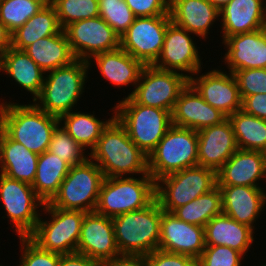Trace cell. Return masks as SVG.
Returning a JSON list of instances; mask_svg holds the SVG:
<instances>
[{"instance_id": "obj_47", "label": "cell", "mask_w": 266, "mask_h": 266, "mask_svg": "<svg viewBox=\"0 0 266 266\" xmlns=\"http://www.w3.org/2000/svg\"><path fill=\"white\" fill-rule=\"evenodd\" d=\"M102 266H147V262L145 256L121 255L103 262Z\"/></svg>"}, {"instance_id": "obj_21", "label": "cell", "mask_w": 266, "mask_h": 266, "mask_svg": "<svg viewBox=\"0 0 266 266\" xmlns=\"http://www.w3.org/2000/svg\"><path fill=\"white\" fill-rule=\"evenodd\" d=\"M261 181L266 182V166L260 151L238 149L217 171L218 186L266 188Z\"/></svg>"}, {"instance_id": "obj_20", "label": "cell", "mask_w": 266, "mask_h": 266, "mask_svg": "<svg viewBox=\"0 0 266 266\" xmlns=\"http://www.w3.org/2000/svg\"><path fill=\"white\" fill-rule=\"evenodd\" d=\"M219 189L223 213L257 232L258 219H262V214H266V188L219 186Z\"/></svg>"}, {"instance_id": "obj_13", "label": "cell", "mask_w": 266, "mask_h": 266, "mask_svg": "<svg viewBox=\"0 0 266 266\" xmlns=\"http://www.w3.org/2000/svg\"><path fill=\"white\" fill-rule=\"evenodd\" d=\"M196 35L188 32L173 22L167 29L160 56L153 64L154 67L182 73L191 78L200 69L206 68L201 58L205 51H201L196 42ZM204 66V67H203Z\"/></svg>"}, {"instance_id": "obj_44", "label": "cell", "mask_w": 266, "mask_h": 266, "mask_svg": "<svg viewBox=\"0 0 266 266\" xmlns=\"http://www.w3.org/2000/svg\"><path fill=\"white\" fill-rule=\"evenodd\" d=\"M145 257L147 266H197V260L191 256L159 249Z\"/></svg>"}, {"instance_id": "obj_17", "label": "cell", "mask_w": 266, "mask_h": 266, "mask_svg": "<svg viewBox=\"0 0 266 266\" xmlns=\"http://www.w3.org/2000/svg\"><path fill=\"white\" fill-rule=\"evenodd\" d=\"M76 252L101 263L121 256L115 240L112 218L96 211L86 212Z\"/></svg>"}, {"instance_id": "obj_51", "label": "cell", "mask_w": 266, "mask_h": 266, "mask_svg": "<svg viewBox=\"0 0 266 266\" xmlns=\"http://www.w3.org/2000/svg\"><path fill=\"white\" fill-rule=\"evenodd\" d=\"M2 133H3V121H2V118L0 116V137H1Z\"/></svg>"}, {"instance_id": "obj_28", "label": "cell", "mask_w": 266, "mask_h": 266, "mask_svg": "<svg viewBox=\"0 0 266 266\" xmlns=\"http://www.w3.org/2000/svg\"><path fill=\"white\" fill-rule=\"evenodd\" d=\"M255 233L251 227L235 221L224 213L216 215L204 226L206 246L224 245L246 257L254 242H257Z\"/></svg>"}, {"instance_id": "obj_29", "label": "cell", "mask_w": 266, "mask_h": 266, "mask_svg": "<svg viewBox=\"0 0 266 266\" xmlns=\"http://www.w3.org/2000/svg\"><path fill=\"white\" fill-rule=\"evenodd\" d=\"M39 155L12 140L4 131L0 137V173L32 184Z\"/></svg>"}, {"instance_id": "obj_50", "label": "cell", "mask_w": 266, "mask_h": 266, "mask_svg": "<svg viewBox=\"0 0 266 266\" xmlns=\"http://www.w3.org/2000/svg\"><path fill=\"white\" fill-rule=\"evenodd\" d=\"M38 3H41L44 7L50 6L53 4V0H34Z\"/></svg>"}, {"instance_id": "obj_6", "label": "cell", "mask_w": 266, "mask_h": 266, "mask_svg": "<svg viewBox=\"0 0 266 266\" xmlns=\"http://www.w3.org/2000/svg\"><path fill=\"white\" fill-rule=\"evenodd\" d=\"M156 199V181L150 175L104 178L96 212L109 218L143 209Z\"/></svg>"}, {"instance_id": "obj_48", "label": "cell", "mask_w": 266, "mask_h": 266, "mask_svg": "<svg viewBox=\"0 0 266 266\" xmlns=\"http://www.w3.org/2000/svg\"><path fill=\"white\" fill-rule=\"evenodd\" d=\"M11 48V33L7 27L0 22V57Z\"/></svg>"}, {"instance_id": "obj_53", "label": "cell", "mask_w": 266, "mask_h": 266, "mask_svg": "<svg viewBox=\"0 0 266 266\" xmlns=\"http://www.w3.org/2000/svg\"><path fill=\"white\" fill-rule=\"evenodd\" d=\"M264 156H265V166H266V150L264 151Z\"/></svg>"}, {"instance_id": "obj_7", "label": "cell", "mask_w": 266, "mask_h": 266, "mask_svg": "<svg viewBox=\"0 0 266 266\" xmlns=\"http://www.w3.org/2000/svg\"><path fill=\"white\" fill-rule=\"evenodd\" d=\"M85 213L44 203L37 225L28 237L41 249L49 252L60 255L75 253Z\"/></svg>"}, {"instance_id": "obj_16", "label": "cell", "mask_w": 266, "mask_h": 266, "mask_svg": "<svg viewBox=\"0 0 266 266\" xmlns=\"http://www.w3.org/2000/svg\"><path fill=\"white\" fill-rule=\"evenodd\" d=\"M222 66L211 70L208 67L204 73L200 69L189 79V83L207 103L229 117L242 109V99L233 73L225 71Z\"/></svg>"}, {"instance_id": "obj_11", "label": "cell", "mask_w": 266, "mask_h": 266, "mask_svg": "<svg viewBox=\"0 0 266 266\" xmlns=\"http://www.w3.org/2000/svg\"><path fill=\"white\" fill-rule=\"evenodd\" d=\"M217 186V172L194 166L166 175L156 181V199L165 212L195 200Z\"/></svg>"}, {"instance_id": "obj_33", "label": "cell", "mask_w": 266, "mask_h": 266, "mask_svg": "<svg viewBox=\"0 0 266 266\" xmlns=\"http://www.w3.org/2000/svg\"><path fill=\"white\" fill-rule=\"evenodd\" d=\"M61 30L55 7H43L11 34V47L24 50L36 40L57 34Z\"/></svg>"}, {"instance_id": "obj_12", "label": "cell", "mask_w": 266, "mask_h": 266, "mask_svg": "<svg viewBox=\"0 0 266 266\" xmlns=\"http://www.w3.org/2000/svg\"><path fill=\"white\" fill-rule=\"evenodd\" d=\"M188 83L189 78L182 73L145 65L131 97L138 104L172 112Z\"/></svg>"}, {"instance_id": "obj_34", "label": "cell", "mask_w": 266, "mask_h": 266, "mask_svg": "<svg viewBox=\"0 0 266 266\" xmlns=\"http://www.w3.org/2000/svg\"><path fill=\"white\" fill-rule=\"evenodd\" d=\"M228 119L233 126L237 146L243 150H266V120L245 113L242 109Z\"/></svg>"}, {"instance_id": "obj_26", "label": "cell", "mask_w": 266, "mask_h": 266, "mask_svg": "<svg viewBox=\"0 0 266 266\" xmlns=\"http://www.w3.org/2000/svg\"><path fill=\"white\" fill-rule=\"evenodd\" d=\"M170 16L174 24L204 41L220 22V11L207 0H170Z\"/></svg>"}, {"instance_id": "obj_15", "label": "cell", "mask_w": 266, "mask_h": 266, "mask_svg": "<svg viewBox=\"0 0 266 266\" xmlns=\"http://www.w3.org/2000/svg\"><path fill=\"white\" fill-rule=\"evenodd\" d=\"M64 31L79 60L89 61L96 54L120 47V36L100 16L70 23Z\"/></svg>"}, {"instance_id": "obj_31", "label": "cell", "mask_w": 266, "mask_h": 266, "mask_svg": "<svg viewBox=\"0 0 266 266\" xmlns=\"http://www.w3.org/2000/svg\"><path fill=\"white\" fill-rule=\"evenodd\" d=\"M110 111L112 116L103 120L96 115L95 111L88 113L86 111H78L76 108V110L61 115L59 124L77 143L90 153L96 146L103 129L114 118V106Z\"/></svg>"}, {"instance_id": "obj_27", "label": "cell", "mask_w": 266, "mask_h": 266, "mask_svg": "<svg viewBox=\"0 0 266 266\" xmlns=\"http://www.w3.org/2000/svg\"><path fill=\"white\" fill-rule=\"evenodd\" d=\"M10 78L21 92L29 94L33 100L40 94L43 87L45 72L30 58L24 50L9 48L0 57V73ZM15 82V83H14ZM24 89V90H23ZM27 92V93H26Z\"/></svg>"}, {"instance_id": "obj_36", "label": "cell", "mask_w": 266, "mask_h": 266, "mask_svg": "<svg viewBox=\"0 0 266 266\" xmlns=\"http://www.w3.org/2000/svg\"><path fill=\"white\" fill-rule=\"evenodd\" d=\"M44 6L34 0L0 1V22L12 34Z\"/></svg>"}, {"instance_id": "obj_52", "label": "cell", "mask_w": 266, "mask_h": 266, "mask_svg": "<svg viewBox=\"0 0 266 266\" xmlns=\"http://www.w3.org/2000/svg\"><path fill=\"white\" fill-rule=\"evenodd\" d=\"M263 262H264V261H263V259H262L261 264H260V265L258 264L257 266H266V263H265V262L263 263ZM254 266H256V264H255Z\"/></svg>"}, {"instance_id": "obj_3", "label": "cell", "mask_w": 266, "mask_h": 266, "mask_svg": "<svg viewBox=\"0 0 266 266\" xmlns=\"http://www.w3.org/2000/svg\"><path fill=\"white\" fill-rule=\"evenodd\" d=\"M89 72L88 61L79 59L46 72L41 92L33 103L56 117L75 110L80 99L83 100Z\"/></svg>"}, {"instance_id": "obj_41", "label": "cell", "mask_w": 266, "mask_h": 266, "mask_svg": "<svg viewBox=\"0 0 266 266\" xmlns=\"http://www.w3.org/2000/svg\"><path fill=\"white\" fill-rule=\"evenodd\" d=\"M246 257L224 245L205 246L197 259V266H242ZM243 260V261H242Z\"/></svg>"}, {"instance_id": "obj_46", "label": "cell", "mask_w": 266, "mask_h": 266, "mask_svg": "<svg viewBox=\"0 0 266 266\" xmlns=\"http://www.w3.org/2000/svg\"><path fill=\"white\" fill-rule=\"evenodd\" d=\"M59 266H102V263L87 255L75 252L60 255Z\"/></svg>"}, {"instance_id": "obj_35", "label": "cell", "mask_w": 266, "mask_h": 266, "mask_svg": "<svg viewBox=\"0 0 266 266\" xmlns=\"http://www.w3.org/2000/svg\"><path fill=\"white\" fill-rule=\"evenodd\" d=\"M172 213L186 223L204 227L213 217L223 213L219 186L176 208Z\"/></svg>"}, {"instance_id": "obj_4", "label": "cell", "mask_w": 266, "mask_h": 266, "mask_svg": "<svg viewBox=\"0 0 266 266\" xmlns=\"http://www.w3.org/2000/svg\"><path fill=\"white\" fill-rule=\"evenodd\" d=\"M162 208L155 199L149 206L112 218L121 255L146 256L159 247Z\"/></svg>"}, {"instance_id": "obj_39", "label": "cell", "mask_w": 266, "mask_h": 266, "mask_svg": "<svg viewBox=\"0 0 266 266\" xmlns=\"http://www.w3.org/2000/svg\"><path fill=\"white\" fill-rule=\"evenodd\" d=\"M99 16L121 37L136 18L125 0H98Z\"/></svg>"}, {"instance_id": "obj_37", "label": "cell", "mask_w": 266, "mask_h": 266, "mask_svg": "<svg viewBox=\"0 0 266 266\" xmlns=\"http://www.w3.org/2000/svg\"><path fill=\"white\" fill-rule=\"evenodd\" d=\"M98 0H53L60 27L99 16Z\"/></svg>"}, {"instance_id": "obj_18", "label": "cell", "mask_w": 266, "mask_h": 266, "mask_svg": "<svg viewBox=\"0 0 266 266\" xmlns=\"http://www.w3.org/2000/svg\"><path fill=\"white\" fill-rule=\"evenodd\" d=\"M221 41L219 46H223L225 53H220V60L229 72L266 68V27Z\"/></svg>"}, {"instance_id": "obj_9", "label": "cell", "mask_w": 266, "mask_h": 266, "mask_svg": "<svg viewBox=\"0 0 266 266\" xmlns=\"http://www.w3.org/2000/svg\"><path fill=\"white\" fill-rule=\"evenodd\" d=\"M103 179L102 170L88 158L70 167L58 193L49 203L64 210L95 211Z\"/></svg>"}, {"instance_id": "obj_2", "label": "cell", "mask_w": 266, "mask_h": 266, "mask_svg": "<svg viewBox=\"0 0 266 266\" xmlns=\"http://www.w3.org/2000/svg\"><path fill=\"white\" fill-rule=\"evenodd\" d=\"M8 100L5 101L1 96L3 131L31 152L38 155L46 152L53 132L59 125V117L46 113L31 101L22 104L15 102V99Z\"/></svg>"}, {"instance_id": "obj_43", "label": "cell", "mask_w": 266, "mask_h": 266, "mask_svg": "<svg viewBox=\"0 0 266 266\" xmlns=\"http://www.w3.org/2000/svg\"><path fill=\"white\" fill-rule=\"evenodd\" d=\"M135 17L170 15V0H125Z\"/></svg>"}, {"instance_id": "obj_38", "label": "cell", "mask_w": 266, "mask_h": 266, "mask_svg": "<svg viewBox=\"0 0 266 266\" xmlns=\"http://www.w3.org/2000/svg\"><path fill=\"white\" fill-rule=\"evenodd\" d=\"M48 151L70 166L81 164L89 158V153L60 124L53 132Z\"/></svg>"}, {"instance_id": "obj_40", "label": "cell", "mask_w": 266, "mask_h": 266, "mask_svg": "<svg viewBox=\"0 0 266 266\" xmlns=\"http://www.w3.org/2000/svg\"><path fill=\"white\" fill-rule=\"evenodd\" d=\"M20 255L18 266H59L60 254L41 249L29 237H18Z\"/></svg>"}, {"instance_id": "obj_45", "label": "cell", "mask_w": 266, "mask_h": 266, "mask_svg": "<svg viewBox=\"0 0 266 266\" xmlns=\"http://www.w3.org/2000/svg\"><path fill=\"white\" fill-rule=\"evenodd\" d=\"M242 110L247 114L266 120V93L246 96L242 100Z\"/></svg>"}, {"instance_id": "obj_30", "label": "cell", "mask_w": 266, "mask_h": 266, "mask_svg": "<svg viewBox=\"0 0 266 266\" xmlns=\"http://www.w3.org/2000/svg\"><path fill=\"white\" fill-rule=\"evenodd\" d=\"M24 51L45 73L76 60L64 29L57 34L36 40Z\"/></svg>"}, {"instance_id": "obj_25", "label": "cell", "mask_w": 266, "mask_h": 266, "mask_svg": "<svg viewBox=\"0 0 266 266\" xmlns=\"http://www.w3.org/2000/svg\"><path fill=\"white\" fill-rule=\"evenodd\" d=\"M220 40L266 27V0H232L220 10Z\"/></svg>"}, {"instance_id": "obj_42", "label": "cell", "mask_w": 266, "mask_h": 266, "mask_svg": "<svg viewBox=\"0 0 266 266\" xmlns=\"http://www.w3.org/2000/svg\"><path fill=\"white\" fill-rule=\"evenodd\" d=\"M233 75L242 100L249 95L266 93V68L237 70Z\"/></svg>"}, {"instance_id": "obj_8", "label": "cell", "mask_w": 266, "mask_h": 266, "mask_svg": "<svg viewBox=\"0 0 266 266\" xmlns=\"http://www.w3.org/2000/svg\"><path fill=\"white\" fill-rule=\"evenodd\" d=\"M198 166L196 130L172 125L148 156V172L155 180Z\"/></svg>"}, {"instance_id": "obj_54", "label": "cell", "mask_w": 266, "mask_h": 266, "mask_svg": "<svg viewBox=\"0 0 266 266\" xmlns=\"http://www.w3.org/2000/svg\"><path fill=\"white\" fill-rule=\"evenodd\" d=\"M0 266H4L3 263H0ZM5 266H8V265H5ZM9 266H11V265H9ZM13 266H14V265H13ZM16 266H18V265H16Z\"/></svg>"}, {"instance_id": "obj_32", "label": "cell", "mask_w": 266, "mask_h": 266, "mask_svg": "<svg viewBox=\"0 0 266 266\" xmlns=\"http://www.w3.org/2000/svg\"><path fill=\"white\" fill-rule=\"evenodd\" d=\"M70 167L67 162L48 150L39 155L36 175L31 185L44 203L50 202L58 193Z\"/></svg>"}, {"instance_id": "obj_23", "label": "cell", "mask_w": 266, "mask_h": 266, "mask_svg": "<svg viewBox=\"0 0 266 266\" xmlns=\"http://www.w3.org/2000/svg\"><path fill=\"white\" fill-rule=\"evenodd\" d=\"M198 135V166L218 171L239 149L231 121L204 128Z\"/></svg>"}, {"instance_id": "obj_22", "label": "cell", "mask_w": 266, "mask_h": 266, "mask_svg": "<svg viewBox=\"0 0 266 266\" xmlns=\"http://www.w3.org/2000/svg\"><path fill=\"white\" fill-rule=\"evenodd\" d=\"M171 115L172 125L197 132L221 124L228 118L207 103L190 83L181 91Z\"/></svg>"}, {"instance_id": "obj_5", "label": "cell", "mask_w": 266, "mask_h": 266, "mask_svg": "<svg viewBox=\"0 0 266 266\" xmlns=\"http://www.w3.org/2000/svg\"><path fill=\"white\" fill-rule=\"evenodd\" d=\"M171 111L138 104L125 95L114 103V117L132 142L148 157L172 126Z\"/></svg>"}, {"instance_id": "obj_19", "label": "cell", "mask_w": 266, "mask_h": 266, "mask_svg": "<svg viewBox=\"0 0 266 266\" xmlns=\"http://www.w3.org/2000/svg\"><path fill=\"white\" fill-rule=\"evenodd\" d=\"M204 227L178 219L162 210L159 250L188 255L196 260L205 249Z\"/></svg>"}, {"instance_id": "obj_14", "label": "cell", "mask_w": 266, "mask_h": 266, "mask_svg": "<svg viewBox=\"0 0 266 266\" xmlns=\"http://www.w3.org/2000/svg\"><path fill=\"white\" fill-rule=\"evenodd\" d=\"M170 15L136 17L120 37V47L144 65H153L160 56Z\"/></svg>"}, {"instance_id": "obj_24", "label": "cell", "mask_w": 266, "mask_h": 266, "mask_svg": "<svg viewBox=\"0 0 266 266\" xmlns=\"http://www.w3.org/2000/svg\"><path fill=\"white\" fill-rule=\"evenodd\" d=\"M88 64L90 71L92 66L96 65L95 68H98L97 72L101 75V79L103 78L102 80L105 79L110 82L111 87L113 85L117 89H120L125 86L126 89H131L130 86H132L133 90H127L132 91L127 94L128 97L133 94L140 74L145 66L141 61L133 58L121 47L94 55L88 61Z\"/></svg>"}, {"instance_id": "obj_1", "label": "cell", "mask_w": 266, "mask_h": 266, "mask_svg": "<svg viewBox=\"0 0 266 266\" xmlns=\"http://www.w3.org/2000/svg\"><path fill=\"white\" fill-rule=\"evenodd\" d=\"M89 158L102 170L104 178L150 175L148 157L115 117L103 129Z\"/></svg>"}, {"instance_id": "obj_10", "label": "cell", "mask_w": 266, "mask_h": 266, "mask_svg": "<svg viewBox=\"0 0 266 266\" xmlns=\"http://www.w3.org/2000/svg\"><path fill=\"white\" fill-rule=\"evenodd\" d=\"M0 206L18 237H28L35 229L44 202L36 195L31 184L0 173ZM6 215V217H5Z\"/></svg>"}, {"instance_id": "obj_49", "label": "cell", "mask_w": 266, "mask_h": 266, "mask_svg": "<svg viewBox=\"0 0 266 266\" xmlns=\"http://www.w3.org/2000/svg\"><path fill=\"white\" fill-rule=\"evenodd\" d=\"M212 6L216 7L219 11L225 7L232 0H207Z\"/></svg>"}]
</instances>
